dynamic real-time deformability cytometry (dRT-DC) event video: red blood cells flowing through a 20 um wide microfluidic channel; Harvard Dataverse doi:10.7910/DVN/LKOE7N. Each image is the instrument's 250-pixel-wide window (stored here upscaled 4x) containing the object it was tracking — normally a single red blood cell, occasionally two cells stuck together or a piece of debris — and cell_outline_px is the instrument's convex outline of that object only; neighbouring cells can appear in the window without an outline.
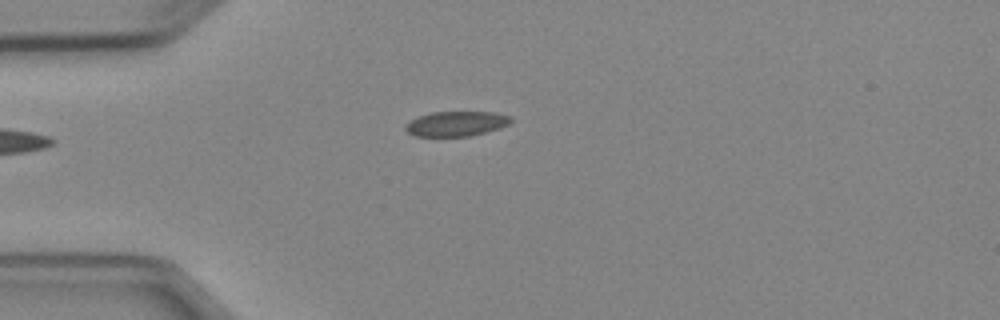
{"species": "Egyptian fruit bat (a non-hibernating species)", "species_latin": "Rousettus aegyptiacus", "temperature_condition": "cold", "stored_images_in_passage": 4, "camera_frame_rate_fps": 3000, "um_per_image_px": 0.085, "animal": {"sex": "female"}, "frame": {"image": 1, "passage_image": 4, "time_ms": 4.333, "image_size_px": [1000, 320], "cell_outline_px": [[512, 120], [508, 124], [500, 128], [468, 136], [416, 136], [408, 132], [404, 128], [404, 124], [420, 116], [432, 112], [496, 112], [512, 116]], "centroid_in_image_um": [38.8, 10.51], "position_along_channel_um": 46.2, "area_um2": 15.2}}